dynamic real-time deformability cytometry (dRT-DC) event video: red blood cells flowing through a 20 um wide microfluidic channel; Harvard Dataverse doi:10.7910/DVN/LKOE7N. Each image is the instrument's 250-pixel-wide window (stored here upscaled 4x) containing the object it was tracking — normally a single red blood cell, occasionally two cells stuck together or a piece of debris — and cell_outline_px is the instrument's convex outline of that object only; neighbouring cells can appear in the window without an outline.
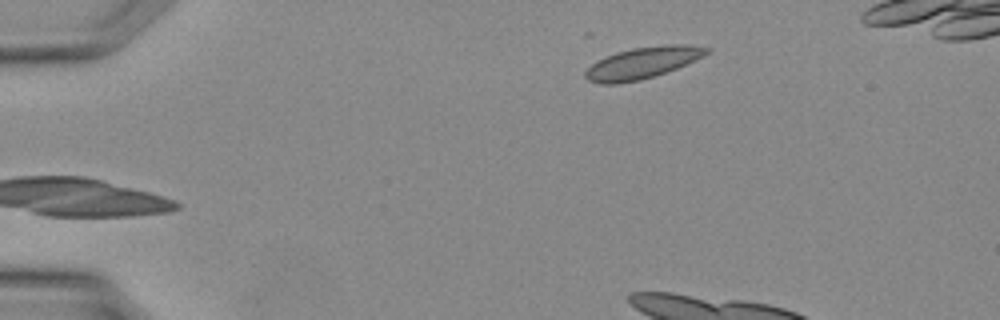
{"species": "Egyptian fruit bat (a non-hibernating species)", "species_latin": "Rousettus aegyptiacus", "temperature_condition": "warm", "stored_images_in_passage": 7, "camera_frame_rate_fps": 3000, "um_per_image_px": 0.085, "animal": {"sex": "female"}, "frame": {"image": 1, "passage_image": 2, "time_ms": 0.333, "image_size_px": [1000, 320], "cell_outline_px": [[712, 48], [704, 56], [676, 68], [640, 80], [616, 84], [600, 84], [588, 80], [584, 76], [584, 72], [596, 60], [616, 52], [632, 48], [668, 44], [688, 44]], "centroid_in_image_um": [54.59, 5.33], "position_along_channel_um": 30.4, "area_um2": 22.2}}